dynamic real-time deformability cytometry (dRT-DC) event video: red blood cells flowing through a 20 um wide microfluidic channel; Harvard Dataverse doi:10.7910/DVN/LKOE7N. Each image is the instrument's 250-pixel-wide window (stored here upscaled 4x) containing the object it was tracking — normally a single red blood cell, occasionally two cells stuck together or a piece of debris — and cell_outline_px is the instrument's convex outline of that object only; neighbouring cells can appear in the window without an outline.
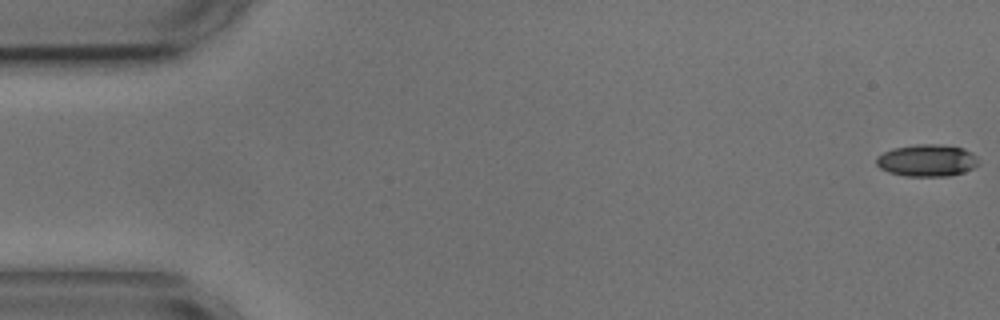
{"species": "common noctule bat (a hibernating species)", "species_latin": "Nyctalus noctula", "temperature_condition": "cold", "stored_images_in_passage": 56, "camera_frame_rate_fps": 3000, "um_per_image_px": 0.085, "animal": {"sex": "male", "body_mass_g": 17.9, "forearm_length_mm": 54.2}, "frame": {"image": 1, "passage_image": 1, "time_ms": 0.0, "image_size_px": [1000, 320], "cell_outline_px": [[980, 164], [964, 172], [948, 176], [904, 176], [888, 172], [880, 168], [876, 164], [876, 156], [892, 148], [916, 144], [940, 144], [964, 148], [972, 152], [976, 156]], "centroid_in_image_um": [78.79, 13.63], "position_along_channel_um": 6.2, "area_um2": 19.31}}
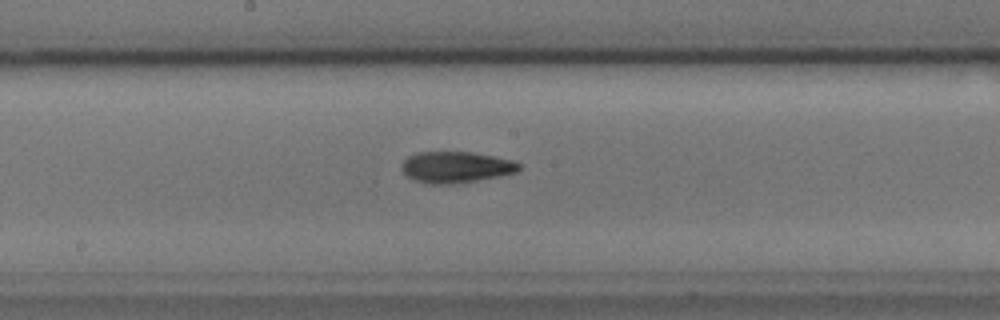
{"frame": {"image": 2, "passage_image": 29, "time_ms": 9.333, "image_size_px": [1000, 320], "cell_outline_px": [[520, 168], [516, 172], [500, 176], [456, 184], [428, 184], [416, 180], [408, 176], [400, 168], [400, 164], [408, 156], [416, 152], [472, 152], [512, 160], [520, 164]], "centroid_in_image_um": [38.73, 14.21], "position_along_channel_um": 209.5, "area_um2": 21.39}}
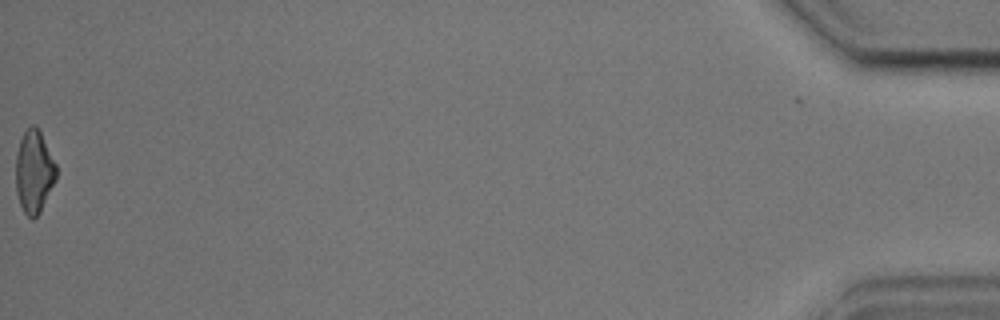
{"frame": {"image": 3, "passage_image": 56, "time_ms": 18.333, "image_size_px": [1000, 320], "cell_outline_px": [[56, 180], [40, 212], [32, 220], [24, 212], [20, 204], [16, 192], [16, 152], [20, 140], [24, 132], [32, 124], [40, 132], [56, 164]], "centroid_in_image_um": [2.88, 14.62], "position_along_channel_um": 432.3, "area_um2": 19.31}, "authors_computed_cell_mechanics": {"area_um2": 20.2589, "velocity_mm_per_s": 3.6147, "shape_relaxation_time_tau1_ms": 4.6588, "shape_relaxation_time_tau2_ms": 3.5712, "deformation_change_tau1": 0.1675, "deformation_change_tau2": 0.1165}}